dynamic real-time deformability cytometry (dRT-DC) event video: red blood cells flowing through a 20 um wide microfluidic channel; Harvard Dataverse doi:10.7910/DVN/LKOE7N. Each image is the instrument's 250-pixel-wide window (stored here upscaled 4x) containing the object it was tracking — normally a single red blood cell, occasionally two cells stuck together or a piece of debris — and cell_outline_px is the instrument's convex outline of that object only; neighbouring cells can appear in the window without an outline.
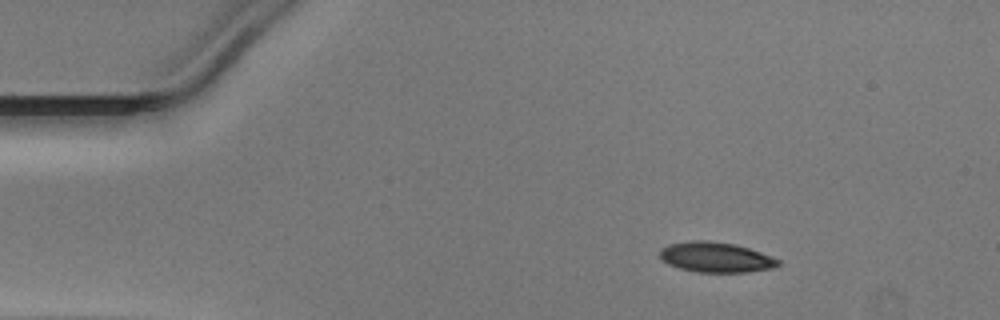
{"species": "Egyptian fruit bat (a non-hibernating species)", "species_latin": "Rousettus aegyptiacus", "temperature_condition": "warm", "stored_images_in_passage": 43, "camera_frame_rate_fps": 3000, "um_per_image_px": 0.085, "animal": {"sex": "male"}, "frame": {"image": 1, "passage_image": 1, "time_ms": 0.0, "image_size_px": [1000, 320], "cell_outline_px": [[780, 264], [776, 268], [748, 272], [696, 272], [680, 268], [668, 264], [660, 256], [660, 248], [668, 244], [688, 240], [708, 240], [732, 244], [748, 248], [772, 256], [780, 260]], "centroid_in_image_um": [60.85, 21.86], "position_along_channel_um": 24.1, "area_um2": 20.92}}
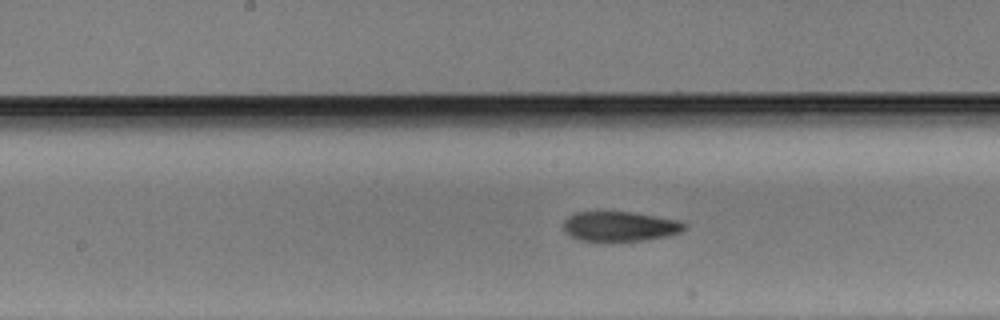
{"frame": {"image": 2, "passage_image": 19, "time_ms": 6.0, "image_size_px": [1000, 320], "cell_outline_px": [[688, 228], [680, 232], [668, 236], [612, 244], [600, 244], [580, 240], [564, 232], [564, 220], [568, 216], [576, 212], [632, 212], [676, 220], [688, 224]], "centroid_in_image_um": [52.66, 19.29], "position_along_channel_um": 195.5, "area_um2": 21.73}}
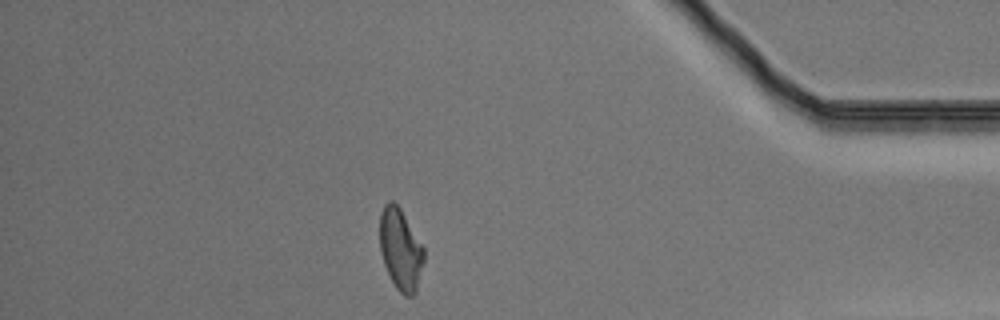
{"frame": {"image": 3, "passage_image": 37, "time_ms": 12.0, "image_size_px": [1000, 320], "cell_outline_px": [[424, 260], [416, 292], [412, 296], [404, 296], [396, 288], [384, 264], [380, 248], [380, 216], [384, 204], [388, 200], [392, 200], [400, 208], [424, 248]], "centroid_in_image_um": [34.05, 21.2], "position_along_channel_um": 401.2, "area_um2": 20.75}}